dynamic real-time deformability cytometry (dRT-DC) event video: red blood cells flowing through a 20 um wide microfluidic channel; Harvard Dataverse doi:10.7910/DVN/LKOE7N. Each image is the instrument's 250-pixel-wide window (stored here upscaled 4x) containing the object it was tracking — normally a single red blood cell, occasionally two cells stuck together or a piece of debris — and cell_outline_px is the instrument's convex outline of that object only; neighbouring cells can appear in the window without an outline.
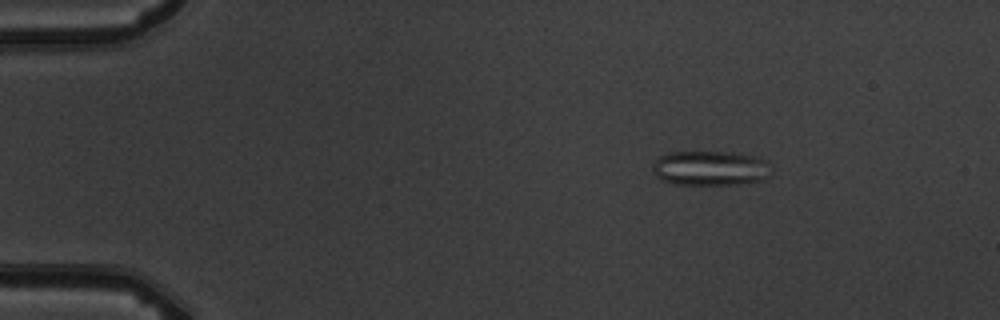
{"species": "common noctule bat (a hibernating species)", "species_latin": "Nyctalus noctula", "temperature_condition": "warm", "stored_images_in_passage": 6, "camera_frame_rate_fps": 3000, "um_per_image_px": 0.085, "animal": {"sex": "male", "body_mass_g": 19.5, "forearm_length_mm": 54.6}, "frame": {"image": 1, "passage_image": 3, "time_ms": 2.333, "image_size_px": [1000, 320], "cell_outline_px": [[772, 176], [764, 180], [736, 184], [676, 184], [664, 180], [656, 176], [652, 168], [656, 160], [660, 156], [672, 152], [732, 152], [752, 156], [768, 160]], "centroid_in_image_um": [60.44, 14.29], "position_along_channel_um": 24.6, "area_um2": 23.99}}
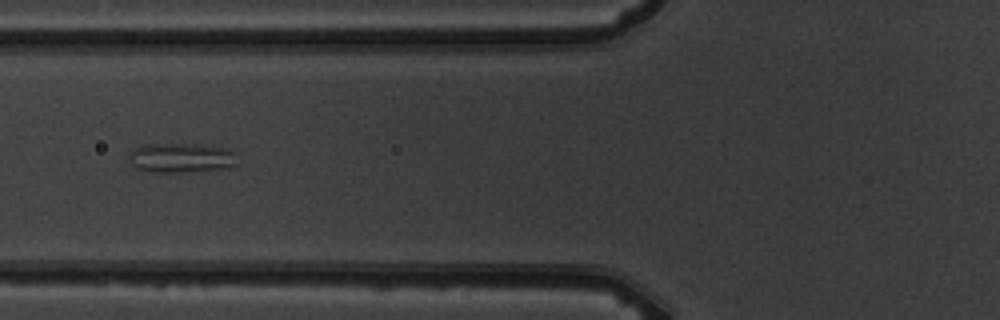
{"frame": {"image": 2, "passage_image": 6, "time_ms": 6.667, "image_size_px": [1000, 320], "cell_outline_px": [[240, 164], [224, 168], [184, 172], [152, 172], [136, 168], [128, 160], [128, 152], [144, 144], [196, 144], [228, 148], [232, 152]], "centroid_in_image_um": [15.38, 13.41], "position_along_channel_um": 110.4, "area_um2": 18.79}}